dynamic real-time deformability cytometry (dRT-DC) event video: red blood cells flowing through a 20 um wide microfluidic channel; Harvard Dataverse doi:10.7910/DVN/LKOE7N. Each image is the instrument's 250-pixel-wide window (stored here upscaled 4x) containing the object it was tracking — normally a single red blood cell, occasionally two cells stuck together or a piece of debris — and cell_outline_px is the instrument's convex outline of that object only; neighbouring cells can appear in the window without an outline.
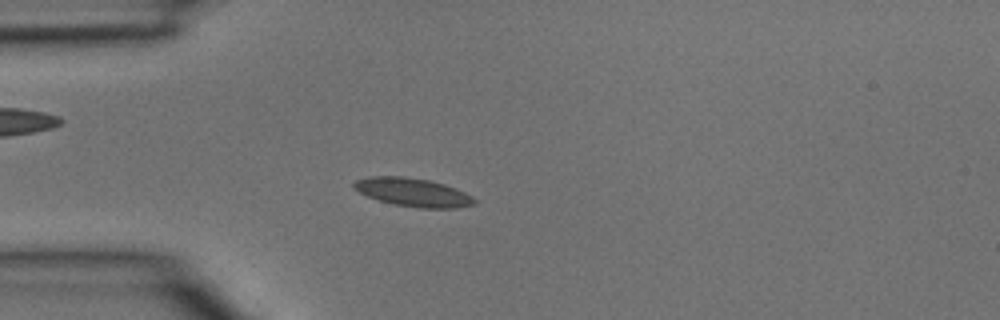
{"species": "common noctule bat (a hibernating species)", "species_latin": "Nyctalus noctula", "temperature_condition": "room temperature", "stored_images_in_passage": 41, "camera_frame_rate_fps": 3000, "um_per_image_px": 0.085, "animal": {"sex": "male", "body_mass_g": 15.6}, "frame": {"image": 1, "passage_image": 11, "time_ms": 3.333, "image_size_px": [1000, 320], "cell_outline_px": [[476, 204], [456, 208], [420, 208], [396, 204], [380, 200], [368, 196], [352, 188], [352, 184], [356, 180], [368, 176], [404, 176], [428, 180], [444, 184], [456, 188], [472, 196], [476, 200]], "centroid_in_image_um": [35.11, 16.34], "position_along_channel_um": 49.9, "area_um2": 19.88}}
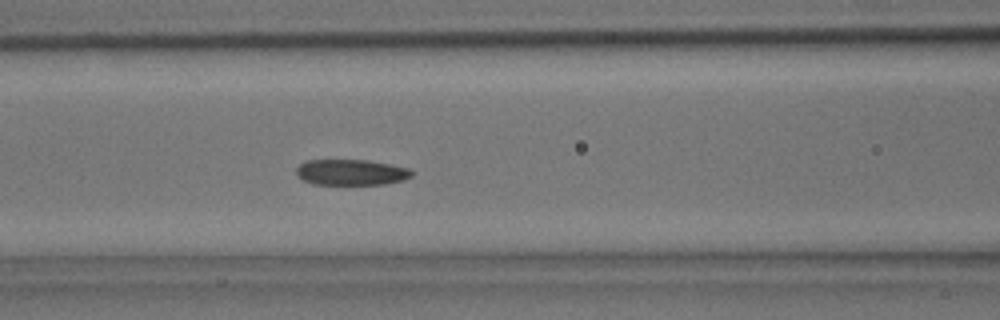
{"frame": {"image": 2, "passage_image": 17, "time_ms": 5.333, "image_size_px": [1000, 320], "cell_outline_px": [[412, 176], [404, 180], [384, 184], [312, 184], [304, 180], [296, 172], [296, 168], [304, 160], [368, 160], [408, 168], [412, 172]], "centroid_in_image_um": [29.84, 14.64], "position_along_channel_um": 136.8, "area_um2": 17.22}}
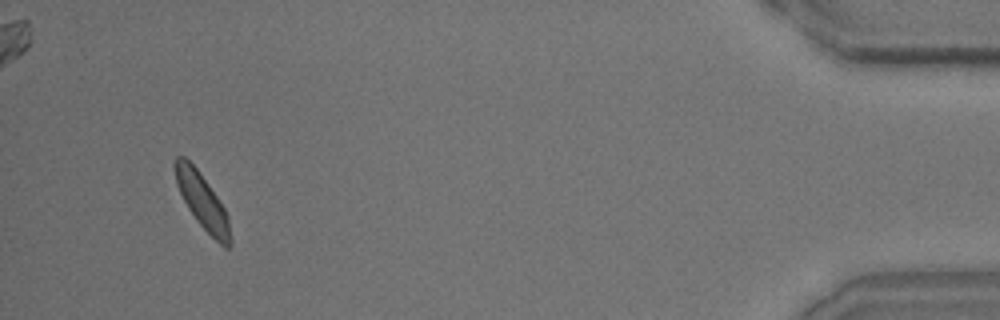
{"frame": {"image": 3, "passage_image": 39, "time_ms": 12.667, "image_size_px": [1000, 320], "cell_outline_px": [[232, 244], [228, 248], [224, 248], [196, 220], [188, 208], [176, 184], [172, 164], [176, 156], [184, 156], [196, 168], [208, 184], [224, 208], [228, 216], [232, 240]], "centroid_in_image_um": [17.18, 17.1], "position_along_channel_um": 418.0, "area_um2": 17.69}}